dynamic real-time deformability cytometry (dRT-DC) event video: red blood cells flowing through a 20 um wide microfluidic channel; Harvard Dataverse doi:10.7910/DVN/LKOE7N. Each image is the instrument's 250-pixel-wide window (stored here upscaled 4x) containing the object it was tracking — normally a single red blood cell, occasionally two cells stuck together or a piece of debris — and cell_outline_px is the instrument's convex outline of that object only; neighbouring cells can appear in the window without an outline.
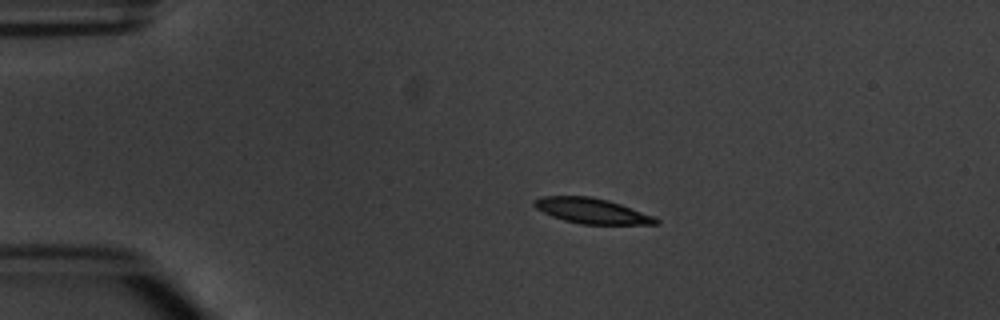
{"species": "common noctule bat (a hibernating species)", "species_latin": "Nyctalus noctula", "temperature_condition": "warm", "stored_images_in_passage": 2, "camera_frame_rate_fps": 3000, "um_per_image_px": 0.085, "animal": {"sex": "male", "body_mass_g": 20.1, "forearm_length_mm": 53.5}, "frame": {"image": 1, "passage_image": 1, "time_ms": 0.0, "image_size_px": [1000, 320], "cell_outline_px": [[660, 224], [580, 224], [564, 220], [552, 216], [536, 208], [532, 204], [532, 200], [540, 196], [592, 196], [608, 200], [656, 216], [660, 220]], "centroid_in_image_um": [50.31, 17.92], "position_along_channel_um": 34.7, "area_um2": 18.09}}